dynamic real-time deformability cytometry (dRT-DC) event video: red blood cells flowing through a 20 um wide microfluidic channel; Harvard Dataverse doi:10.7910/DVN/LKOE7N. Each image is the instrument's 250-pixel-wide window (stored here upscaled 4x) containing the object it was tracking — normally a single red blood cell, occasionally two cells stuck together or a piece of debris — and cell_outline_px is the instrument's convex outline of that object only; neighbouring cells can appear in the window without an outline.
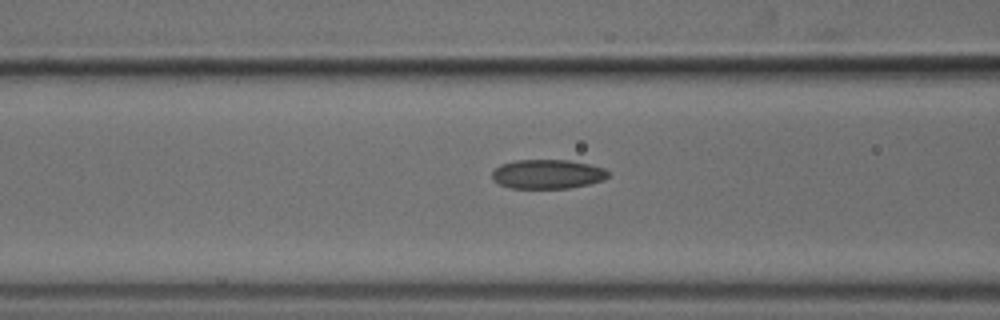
{"species": "common noctule bat (a hibernating species)", "species_latin": "Nyctalus noctula", "temperature_condition": "cold", "stored_images_in_passage": 17, "camera_frame_rate_fps": 3000, "um_per_image_px": 0.085, "animal": {"sex": "male", "body_mass_g": 18.8}, "frame": {"image": 1, "passage_image": 15, "time_ms": 4.667, "image_size_px": [1000, 320], "cell_outline_px": [[608, 176], [604, 180], [588, 184], [568, 188], [512, 188], [500, 184], [492, 180], [492, 172], [500, 164], [516, 160], [568, 160], [588, 164], [604, 168], [608, 172]], "centroid_in_image_um": [46.52, 14.8], "position_along_channel_um": 120.1, "area_um2": 19.71}}